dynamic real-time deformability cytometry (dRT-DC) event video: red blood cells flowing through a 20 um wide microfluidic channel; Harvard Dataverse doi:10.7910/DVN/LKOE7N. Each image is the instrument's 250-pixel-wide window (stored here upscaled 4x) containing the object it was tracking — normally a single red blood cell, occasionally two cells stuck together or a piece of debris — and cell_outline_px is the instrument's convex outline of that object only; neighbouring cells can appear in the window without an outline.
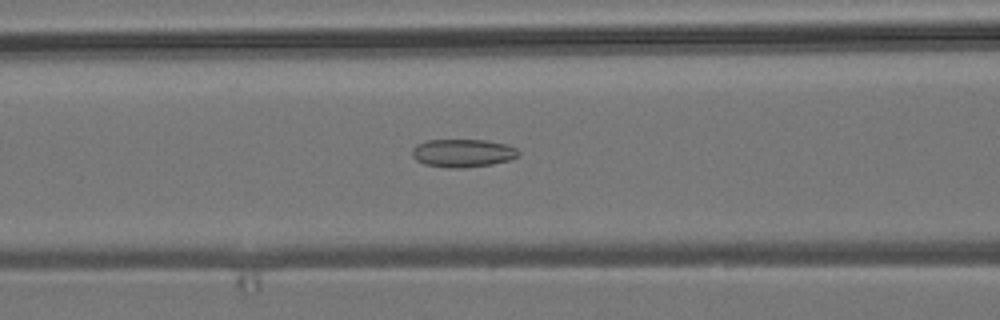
{"species": "common noctule bat (a hibernating species)", "species_latin": "Nyctalus noctula", "temperature_condition": "room temperature", "stored_images_in_passage": 34, "camera_frame_rate_fps": 3000, "um_per_image_px": 0.085, "animal": {"sex": "male", "body_mass_g": 19.2, "forearm_length_mm": 51.8}, "frame": {"image": 1, "passage_image": 5, "time_ms": 1.333, "image_size_px": [1000, 320], "cell_outline_px": [[520, 156], [508, 160], [492, 164], [464, 168], [448, 168], [424, 164], [416, 160], [412, 156], [412, 148], [416, 144], [428, 140], [488, 140], [508, 144], [516, 148], [520, 152]], "centroid_in_image_um": [39.35, 13.01], "position_along_channel_um": 127.3, "area_um2": 17.63}}
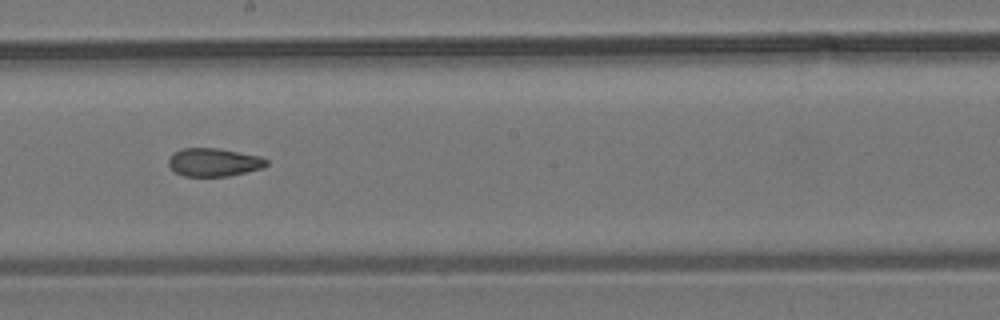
{"frame": {"image": 2, "passage_image": 13, "time_ms": 4.0, "image_size_px": [1000, 320], "cell_outline_px": [[268, 164], [264, 168], [228, 176], [184, 176], [176, 172], [168, 164], [168, 160], [172, 152], [184, 148], [216, 148], [260, 156], [268, 160]], "centroid_in_image_um": [18.18, 13.79], "position_along_channel_um": 230.0, "area_um2": 16.07}}
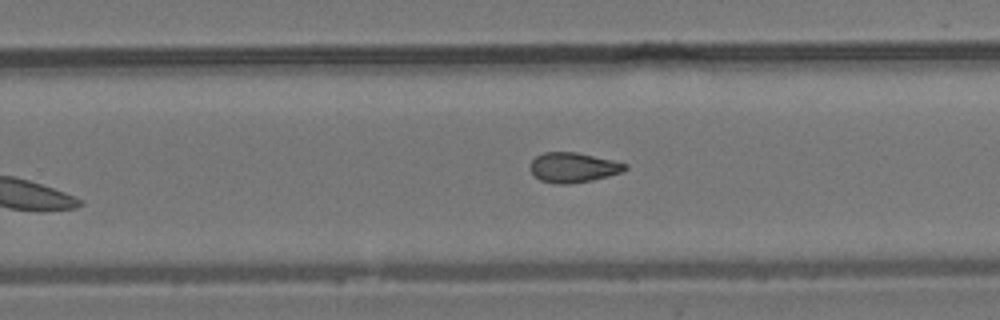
{"frame": {"image": 3, "passage_image": 17, "time_ms": 5.333, "image_size_px": [1000, 320], "cell_outline_px": [[628, 168], [624, 172], [592, 180], [568, 184], [556, 184], [540, 180], [528, 168], [528, 164], [536, 156], [544, 152], [576, 152], [612, 160], [628, 164]], "centroid_in_image_um": [48.72, 14.23], "position_along_channel_um": 281.1, "area_um2": 16.65}}